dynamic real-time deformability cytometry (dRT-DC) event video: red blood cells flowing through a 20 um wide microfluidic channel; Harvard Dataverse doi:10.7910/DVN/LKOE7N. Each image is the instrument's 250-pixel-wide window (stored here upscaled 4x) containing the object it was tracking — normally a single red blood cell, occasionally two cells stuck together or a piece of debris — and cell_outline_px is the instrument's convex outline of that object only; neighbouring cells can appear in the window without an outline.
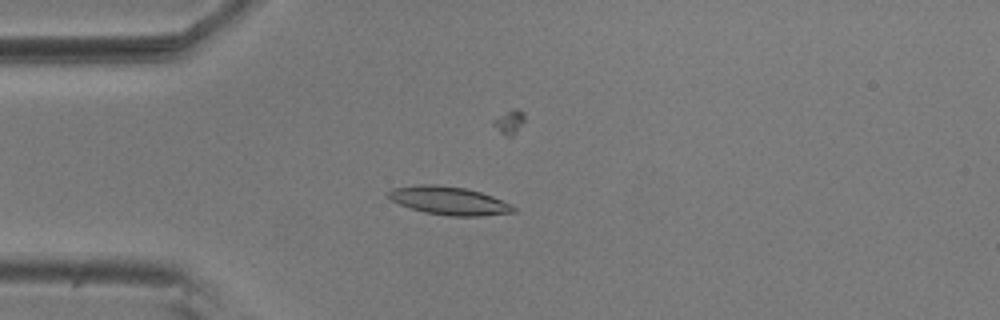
{"species": "common noctule bat (a hibernating species)", "species_latin": "Nyctalus noctula", "temperature_condition": "room temperature", "stored_images_in_passage": 44, "camera_frame_rate_fps": 3000, "um_per_image_px": 0.085, "animal": {"sex": "male", "body_mass_g": 20.5, "forearm_length_mm": 52.5}, "frame": {"image": 1, "passage_image": 3, "time_ms": 0.667, "image_size_px": [1000, 320], "cell_outline_px": [[516, 212], [480, 216], [452, 216], [424, 212], [400, 204], [392, 200], [388, 196], [388, 192], [392, 188], [420, 184], [436, 184], [464, 188], [480, 192], [492, 196], [512, 204], [516, 208]], "centroid_in_image_um": [38.19, 17.05], "position_along_channel_um": 46.8, "area_um2": 20.46}}
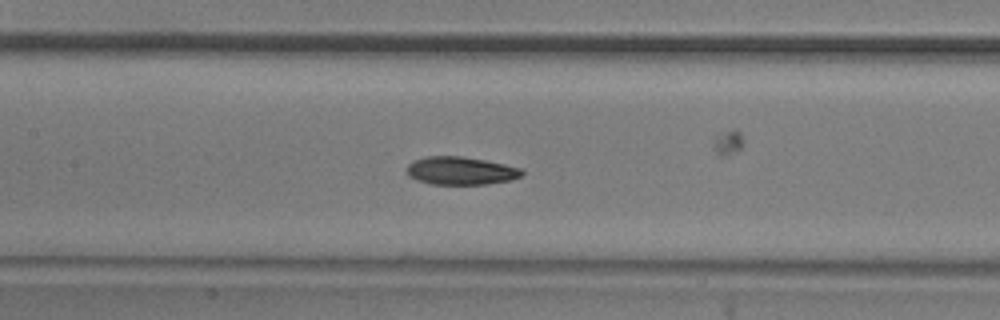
{"frame": {"image": 2, "passage_image": 14, "time_ms": 4.333, "image_size_px": [1000, 320], "cell_outline_px": [[524, 172], [520, 176], [512, 180], [488, 184], [432, 184], [416, 180], [408, 176], [408, 164], [416, 160], [428, 156], [464, 156], [524, 168]], "centroid_in_image_um": [39.2, 14.52], "position_along_channel_um": 168.2, "area_um2": 18.79}}
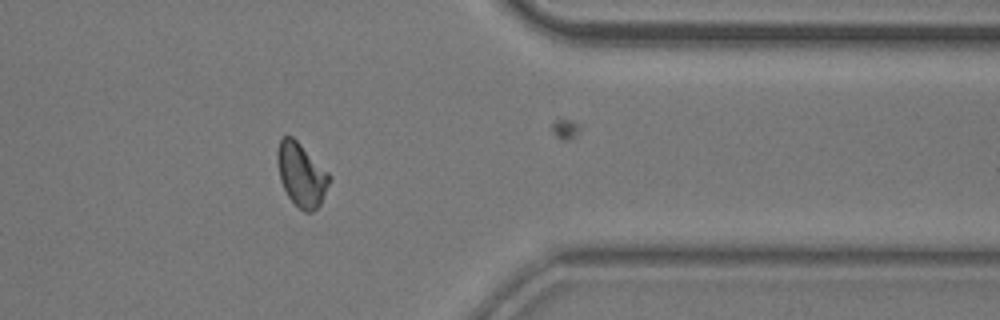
{"frame": {"image": 3, "passage_image": 33, "time_ms": 10.667, "image_size_px": [1000, 320], "cell_outline_px": [[332, 180], [320, 204], [312, 212], [304, 212], [288, 196], [280, 180], [276, 160], [276, 152], [280, 140], [284, 136], [292, 136], [332, 176]], "centroid_in_image_um": [25.62, 14.85], "position_along_channel_um": 385.8, "area_um2": 19.13}, "authors_computed_cell_mechanics": {"area_um2": 18.9584, "velocity_mm_per_s": 3.674, "shape_relaxation_time_tau1_ms": 4.8845, "shape_relaxation_time_tau2_ms": 3.3665, "deformation_change_tau1": 0.1534, "deformation_change_tau2": 0.0962}}